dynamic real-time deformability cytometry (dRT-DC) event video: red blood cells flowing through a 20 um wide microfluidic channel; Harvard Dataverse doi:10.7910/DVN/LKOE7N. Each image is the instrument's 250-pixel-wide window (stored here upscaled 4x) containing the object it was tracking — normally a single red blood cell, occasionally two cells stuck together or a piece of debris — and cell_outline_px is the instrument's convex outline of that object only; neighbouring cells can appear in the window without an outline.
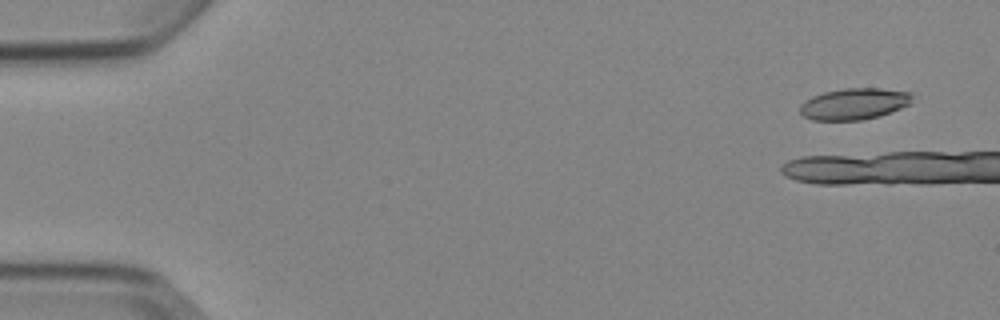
{"species": "Egyptian fruit bat (a non-hibernating species)", "species_latin": "Rousettus aegyptiacus", "temperature_condition": "cold", "stored_images_in_passage": 11, "camera_frame_rate_fps": 3000, "um_per_image_px": 0.085, "animal": {"sex": "female"}, "frame": {"image": 1, "passage_image": 1, "time_ms": 0.0, "image_size_px": [1000, 320], "cell_outline_px": [[912, 104], [880, 116], [860, 120], [812, 120], [804, 116], [800, 112], [800, 104], [804, 100], [812, 96], [824, 92], [844, 88], [880, 88], [912, 92]], "centroid_in_image_um": [72.62, 8.82], "position_along_channel_um": 12.4, "area_um2": 20.75}}